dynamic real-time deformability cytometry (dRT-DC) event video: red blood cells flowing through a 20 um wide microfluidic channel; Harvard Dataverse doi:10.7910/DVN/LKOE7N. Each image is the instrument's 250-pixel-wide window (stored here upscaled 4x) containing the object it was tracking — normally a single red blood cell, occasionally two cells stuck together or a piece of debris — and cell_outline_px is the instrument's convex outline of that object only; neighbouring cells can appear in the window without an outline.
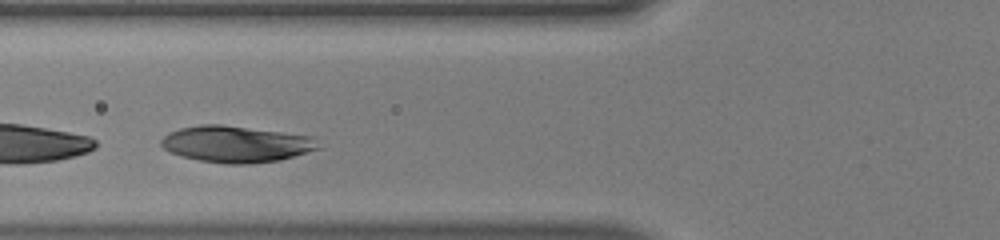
{"species": "human", "species_latin": "Homo sapiens", "temperature_condition": "warm", "stored_images_in_passage": 30, "camera_frame_rate_fps": 3000, "um_per_image_px": 0.085, "donor": {"sex": "male"}, "frame": {"image": 1, "passage_image": 8, "time_ms": 2.333, "image_size_px": [1000, 240], "cell_outline_px": [[320, 148], [280, 160], [248, 164], [228, 164], [200, 160], [180, 156], [164, 148], [160, 144], [160, 140], [168, 132], [180, 128], [200, 124], [220, 124], [312, 136]], "centroid_in_image_um": [20.02, 12.24], "position_along_channel_um": 105.8, "area_um2": 33.18}}
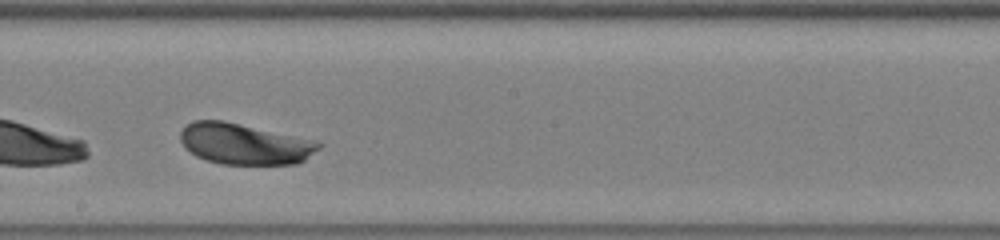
{"frame": {"image": 2, "passage_image": 17, "time_ms": 5.333, "image_size_px": [1000, 240], "cell_outline_px": [[324, 144], [320, 148], [304, 160], [296, 164], [220, 164], [196, 156], [180, 140], [180, 132], [192, 120], [224, 120], [320, 140]], "centroid_in_image_um": [20.86, 12.21], "position_along_channel_um": 227.3, "area_um2": 33.35}}
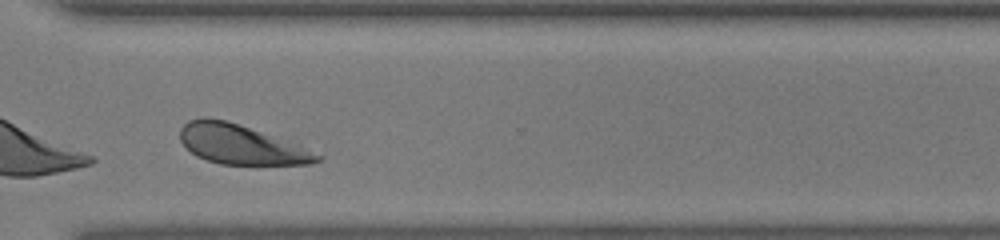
{"frame": {"image": 3, "passage_image": 26, "time_ms": 8.333, "image_size_px": [1000, 240], "cell_outline_px": [[324, 160], [312, 164], [220, 164], [196, 156], [180, 140], [180, 128], [188, 120], [204, 116], [224, 120], [300, 144], [324, 156]], "centroid_in_image_um": [20.53, 12.28], "position_along_channel_um": 350.1, "area_um2": 31.56}, "authors_computed_cell_mechanics": {"area_um2": 32.946, "velocity_mm_per_s": 4.0729, "shape_relaxation_time_tau1_ms": 1.1487, "shape_relaxation_time_tau2_ms": null, "deformation_change_tau1": 0.1226, "deformation_change_tau2": null}}